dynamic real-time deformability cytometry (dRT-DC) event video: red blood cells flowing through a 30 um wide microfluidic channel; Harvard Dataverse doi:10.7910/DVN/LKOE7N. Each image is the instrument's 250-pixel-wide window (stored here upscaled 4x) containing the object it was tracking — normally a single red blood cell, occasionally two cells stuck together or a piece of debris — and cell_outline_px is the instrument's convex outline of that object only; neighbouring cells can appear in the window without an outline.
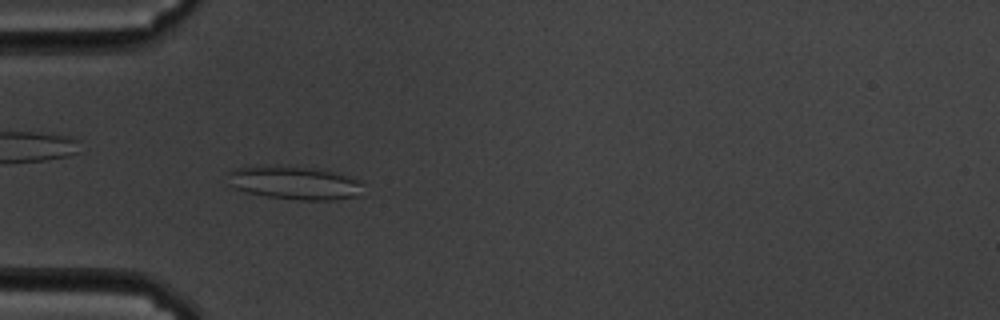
{"species": "common noctule bat (a hibernating species)", "species_latin": "Nyctalus noctula", "temperature_condition": "cold", "stored_images_in_passage": 57, "camera_frame_rate_fps": 3000, "um_per_image_px": 0.085, "animal": {"sex": "male", "body_mass_g": 19.5, "forearm_length_mm": 54.6}, "frame": {"image": 1, "passage_image": 16, "time_ms": 5.0, "image_size_px": [1000, 320], "cell_outline_px": [[364, 184], [360, 196], [336, 200], [300, 200], [268, 196], [248, 192], [236, 188], [228, 184], [228, 172], [232, 168], [276, 164], [312, 168], [360, 180]], "centroid_in_image_um": [25.01, 15.53], "position_along_channel_um": 60.0, "area_um2": 26.41}}
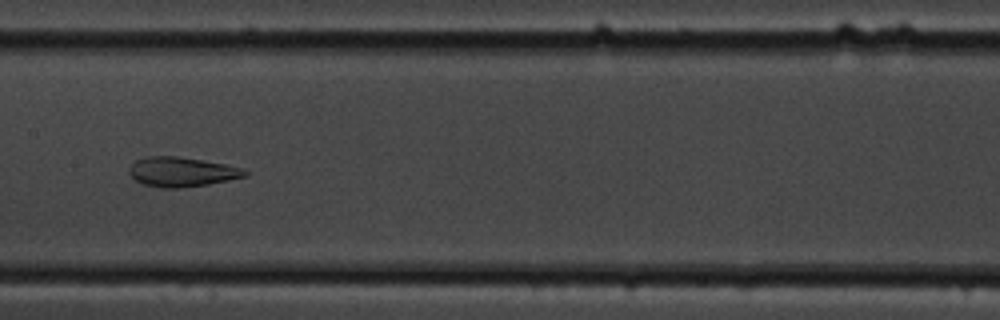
{"frame": {"image": 2, "passage_image": 28, "time_ms": 9.0, "image_size_px": [1000, 320], "cell_outline_px": [[248, 176], [208, 184], [180, 188], [160, 188], [144, 184], [136, 180], [128, 172], [128, 168], [136, 160], [144, 156], [180, 156], [224, 164], [244, 168], [248, 172]], "centroid_in_image_um": [15.45, 14.6], "position_along_channel_um": 192.0, "area_um2": 20.06}}
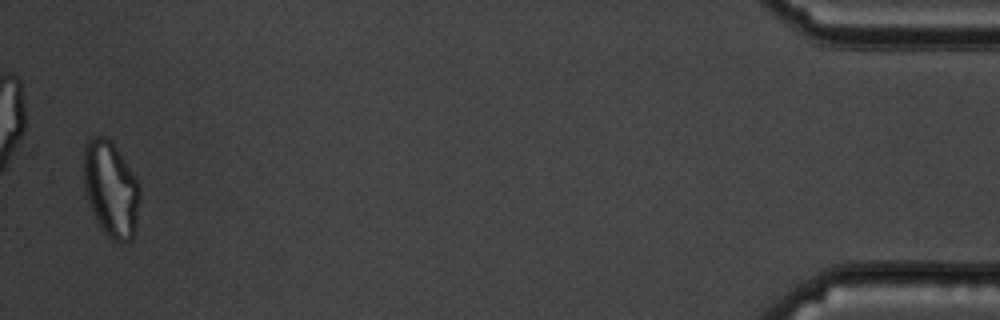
{"frame": {"image": 3, "passage_image": 56, "time_ms": 18.333, "image_size_px": [1000, 320], "cell_outline_px": [[140, 200], [136, 224], [132, 240], [120, 244], [112, 240], [104, 232], [88, 200], [84, 184], [84, 148], [88, 140], [92, 136], [104, 136], [116, 148], [140, 184]], "centroid_in_image_um": [9.45, 16.09], "position_along_channel_um": 425.7, "area_um2": 30.92}, "authors_computed_cell_mechanics": {"area_um2": 26.588, "velocity_mm_per_s": 3.3907, "shape_relaxation_time_tau1_ms": null, "shape_relaxation_time_tau2_ms": 2.5767, "deformation_change_tau1": null, "deformation_change_tau2": 0.0859}}